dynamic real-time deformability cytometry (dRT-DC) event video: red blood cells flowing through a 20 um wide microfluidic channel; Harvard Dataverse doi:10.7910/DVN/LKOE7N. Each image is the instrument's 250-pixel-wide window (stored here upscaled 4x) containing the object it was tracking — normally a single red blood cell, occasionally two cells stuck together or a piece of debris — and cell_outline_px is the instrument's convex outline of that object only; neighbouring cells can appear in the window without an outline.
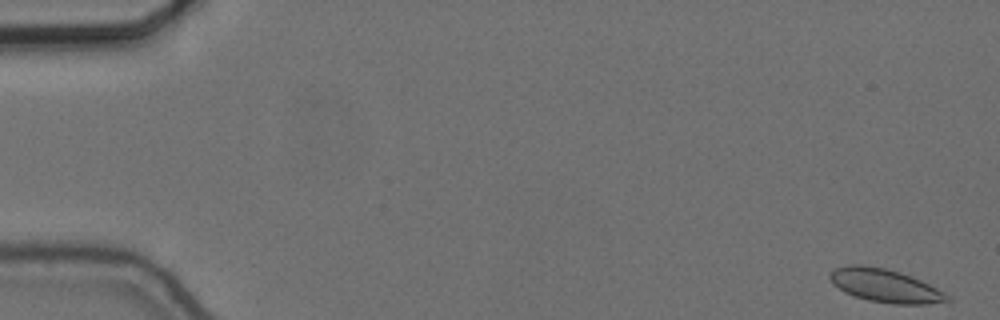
{"species": "common noctule bat (a hibernating species)", "species_latin": "Nyctalus noctula", "temperature_condition": "cold", "stored_images_in_passage": 56, "camera_frame_rate_fps": 3000, "um_per_image_px": 0.085, "animal": {"sex": "female", "body_mass_g": 24.6, "forearm_length_mm": 56.2}, "frame": {"image": 1, "passage_image": 1, "time_ms": 0.0, "image_size_px": [1000, 320], "cell_outline_px": [[952, 300], [924, 304], [892, 304], [868, 300], [844, 292], [832, 284], [828, 276], [828, 272], [836, 268], [848, 264], [860, 264], [884, 268], [900, 272], [912, 276], [936, 288], [948, 296]], "centroid_in_image_um": [75.16, 24.26], "position_along_channel_um": 9.8, "area_um2": 22.66}}
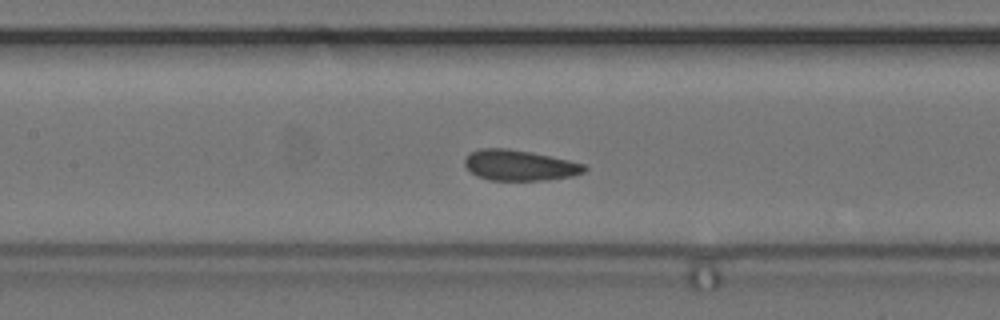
{"frame": {"image": 2, "passage_image": 26, "time_ms": 8.333, "image_size_px": [1000, 320], "cell_outline_px": [[588, 168], [584, 172], [572, 176], [548, 180], [492, 180], [476, 176], [464, 164], [464, 160], [472, 152], [480, 148], [508, 148], [532, 152], [568, 160], [584, 164]], "centroid_in_image_um": [44.18, 14.05], "position_along_channel_um": 163.2, "area_um2": 21.27}}
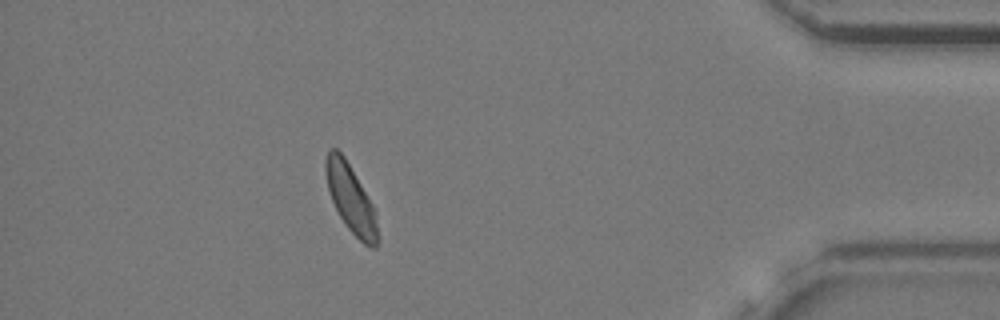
{"frame": {"image": 3, "passage_image": 50, "time_ms": 16.333, "image_size_px": [1000, 320], "cell_outline_px": [[376, 248], [372, 248], [364, 244], [348, 228], [340, 216], [328, 192], [324, 172], [324, 160], [328, 148], [336, 148], [344, 156], [372, 204], [376, 212]], "centroid_in_image_um": [29.75, 16.82], "position_along_channel_um": 405.4, "area_um2": 20.23}, "authors_computed_cell_mechanics": {"area_um2": 21.3282, "velocity_mm_per_s": 3.6153, "shape_relaxation_time_tau1_ms": 3.9334, "shape_relaxation_time_tau2_ms": 1.2224, "deformation_change_tau1": 0.0764, "deformation_change_tau2": 0.0458}}